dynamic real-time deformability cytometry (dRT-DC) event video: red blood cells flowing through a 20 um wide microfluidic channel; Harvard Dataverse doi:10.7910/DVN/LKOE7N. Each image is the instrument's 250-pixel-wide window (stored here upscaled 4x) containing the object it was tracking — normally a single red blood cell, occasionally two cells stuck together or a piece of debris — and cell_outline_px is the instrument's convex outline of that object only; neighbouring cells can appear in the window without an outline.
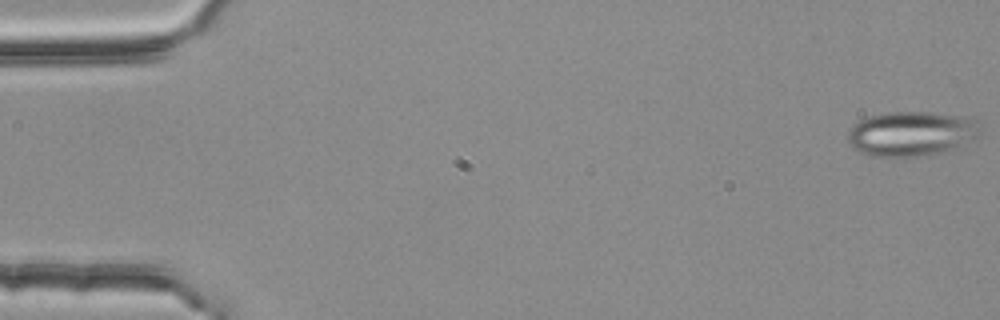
{"species": "common noctule bat (a hibernating species)", "species_latin": "Nyctalus noctula", "temperature_condition": "room temperature", "stored_images_in_passage": 5, "camera_frame_rate_fps": 3000, "um_per_image_px": 0.085, "animal": {"sex": "female", "body_mass_g": 25.1}, "frame": {"image": 1, "passage_image": 1, "time_ms": 0.0, "image_size_px": [1000, 320], "cell_outline_px": [[980, 136], [956, 148], [924, 156], [868, 156], [852, 148], [848, 140], [848, 132], [852, 124], [868, 116], [884, 112], [928, 112], [960, 116], [976, 120], [980, 124]], "centroid_in_image_um": [77.45, 11.36], "position_along_channel_um": 7.6, "area_um2": 34.74}}